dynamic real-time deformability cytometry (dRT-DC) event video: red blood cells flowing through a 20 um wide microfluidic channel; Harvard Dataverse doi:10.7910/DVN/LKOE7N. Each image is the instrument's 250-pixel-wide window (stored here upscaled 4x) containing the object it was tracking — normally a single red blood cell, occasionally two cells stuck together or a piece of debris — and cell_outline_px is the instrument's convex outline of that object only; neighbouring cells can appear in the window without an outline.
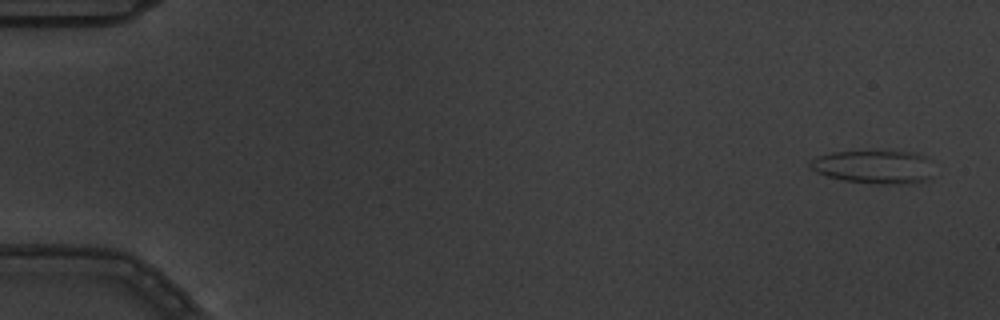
{"species": "common noctule bat (a hibernating species)", "species_latin": "Nyctalus noctula", "temperature_condition": "warm", "stored_images_in_passage": 6, "camera_frame_rate_fps": 3000, "um_per_image_px": 0.085, "animal": {"sex": "male", "body_mass_g": 19.5, "forearm_length_mm": 54.6}, "frame": {"image": 1, "passage_image": 1, "time_ms": 0.0, "image_size_px": [1000, 320], "cell_outline_px": [[932, 176], [928, 180], [908, 184], [876, 184], [844, 180], [828, 176], [816, 172], [808, 168], [808, 160], [816, 156], [832, 152], [912, 152], [924, 156]], "centroid_in_image_um": [74.2, 14.2], "position_along_channel_um": 10.8, "area_um2": 23.81}}
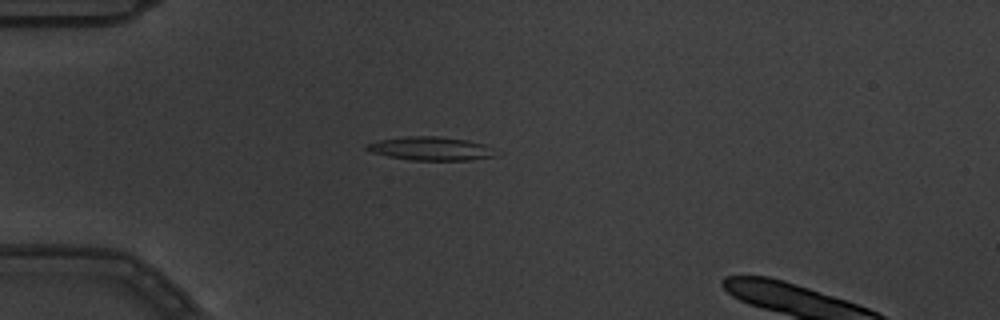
{"frame": {"image": 2, "passage_image": 5, "time_ms": 1.333, "image_size_px": [1000, 320], "cell_outline_px": [[492, 156], [468, 160], [412, 160], [388, 156], [372, 152], [364, 148], [364, 144], [380, 140], [408, 136], [440, 136], [468, 140], [484, 144], [492, 148]], "centroid_in_image_um": [36.55, 12.62], "position_along_channel_um": 48.5, "area_um2": 17.46}}